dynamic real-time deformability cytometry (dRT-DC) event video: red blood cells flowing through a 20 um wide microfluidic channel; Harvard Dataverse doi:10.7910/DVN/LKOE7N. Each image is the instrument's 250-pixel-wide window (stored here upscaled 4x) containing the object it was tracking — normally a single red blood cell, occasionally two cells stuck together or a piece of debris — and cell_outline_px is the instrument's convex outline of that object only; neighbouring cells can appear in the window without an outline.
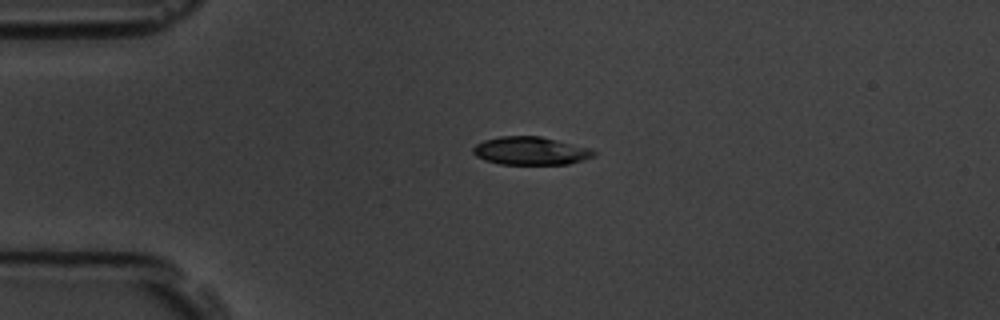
{"species": "common noctule bat (a hibernating species)", "species_latin": "Nyctalus noctula", "temperature_condition": "room temperature", "stored_images_in_passage": 3, "camera_frame_rate_fps": 3000, "um_per_image_px": 0.085, "animal": {"sex": "male", "body_mass_g": 19.5, "forearm_length_mm": 54.6}, "frame": {"image": 1, "passage_image": 2, "time_ms": 1.333, "image_size_px": [1000, 320], "cell_outline_px": [[596, 156], [584, 160], [568, 164], [500, 164], [484, 160], [476, 156], [472, 152], [472, 148], [476, 144], [484, 140], [500, 136], [540, 136], [592, 148], [596, 152]], "centroid_in_image_um": [45.12, 12.82], "position_along_channel_um": 39.9, "area_um2": 19.94}}